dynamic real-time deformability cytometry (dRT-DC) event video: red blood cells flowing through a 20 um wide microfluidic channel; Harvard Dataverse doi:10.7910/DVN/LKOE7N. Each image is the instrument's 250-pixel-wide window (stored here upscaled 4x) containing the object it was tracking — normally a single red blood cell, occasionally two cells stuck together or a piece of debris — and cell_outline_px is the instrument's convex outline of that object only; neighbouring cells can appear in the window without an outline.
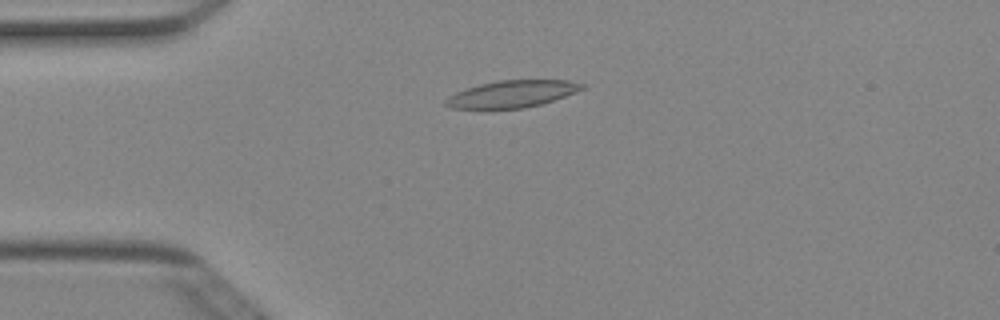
{"species": "Egyptian fruit bat (a non-hibernating species)", "species_latin": "Rousettus aegyptiacus", "temperature_condition": "cold", "stored_images_in_passage": 50, "camera_frame_rate_fps": 3000, "um_per_image_px": 0.085, "animal": {"sex": "female"}, "frame": {"image": 1, "passage_image": 12, "time_ms": 3.667, "image_size_px": [1000, 320], "cell_outline_px": [[588, 88], [540, 104], [524, 108], [492, 112], [452, 108], [444, 104], [444, 100], [448, 96], [456, 92], [480, 84], [496, 80], [568, 80], [588, 84]], "centroid_in_image_um": [43.48, 8.03], "position_along_channel_um": 41.5, "area_um2": 22.43}}
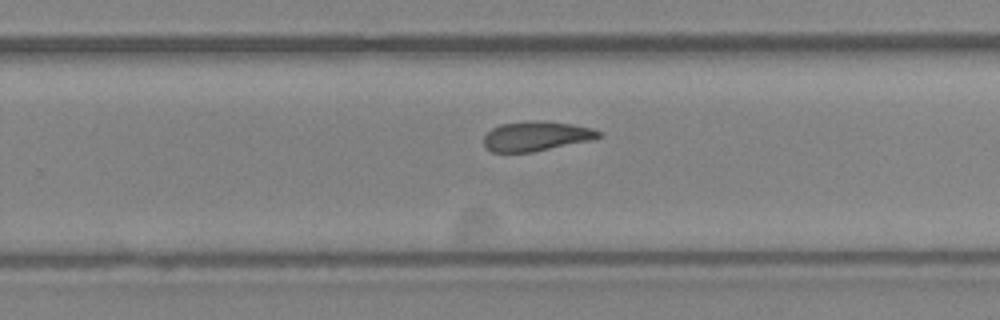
{"frame": {"image": 2, "passage_image": 32, "time_ms": 10.333, "image_size_px": [1000, 320], "cell_outline_px": [[604, 136], [592, 140], [532, 152], [492, 152], [484, 148], [484, 136], [492, 128], [500, 124], [528, 120], [544, 120], [572, 124], [592, 128], [600, 132]], "centroid_in_image_um": [45.58, 11.56], "position_along_channel_um": 284.2, "area_um2": 20.11}}
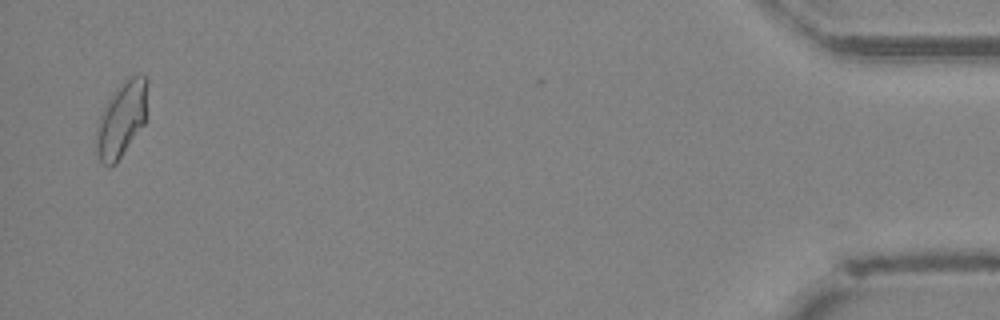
{"frame": {"image": 3, "passage_image": 49, "time_ms": 16.0, "image_size_px": [1000, 320], "cell_outline_px": [[148, 80], [144, 124], [116, 164], [108, 168], [100, 160], [96, 152], [96, 124], [104, 104], [124, 76], [148, 76]], "centroid_in_image_um": [10.3, 10.11], "position_along_channel_um": 424.9, "area_um2": 22.89}, "authors_computed_cell_mechanics": {"area_um2": 21.1259, "velocity_mm_per_s": 4.0086, "shape_relaxation_time_tau1_ms": null, "shape_relaxation_time_tau2_ms": 5.322, "deformation_change_tau1": null, "deformation_change_tau2": 0.1255}}